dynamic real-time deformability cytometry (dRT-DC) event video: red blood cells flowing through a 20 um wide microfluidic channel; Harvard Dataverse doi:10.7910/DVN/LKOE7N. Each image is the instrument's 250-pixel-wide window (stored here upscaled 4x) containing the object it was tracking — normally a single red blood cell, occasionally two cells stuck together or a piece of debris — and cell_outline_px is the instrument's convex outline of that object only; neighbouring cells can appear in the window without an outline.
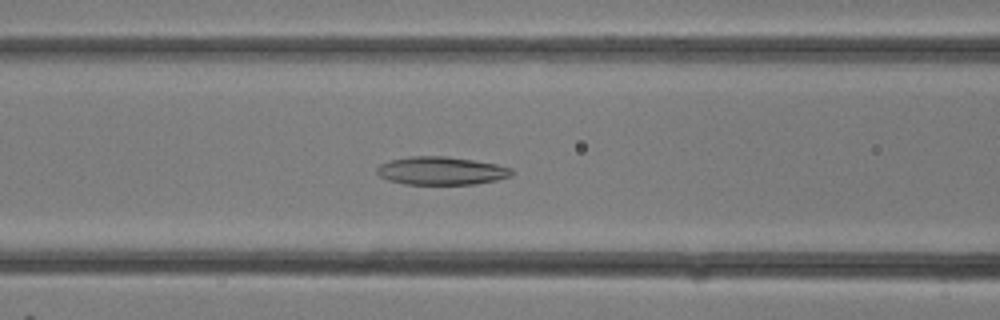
{"species": "common noctule bat (a hibernating species)", "species_latin": "Nyctalus noctula", "temperature_condition": "room temperature", "stored_images_in_passage": 32, "camera_frame_rate_fps": 3000, "um_per_image_px": 0.085, "animal": {"sex": "female"}, "frame": {"image": 1, "passage_image": 13, "time_ms": 4.0, "image_size_px": [1000, 320], "cell_outline_px": [[512, 176], [496, 180], [476, 184], [404, 184], [388, 180], [380, 176], [376, 172], [376, 168], [380, 164], [392, 160], [408, 156], [448, 156], [496, 164], [512, 168]], "centroid_in_image_um": [37.5, 14.51], "position_along_channel_um": 129.1, "area_um2": 22.08}}
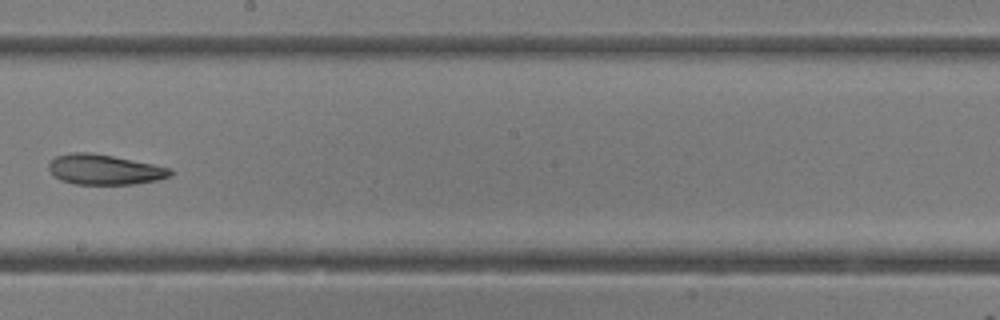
{"frame": {"image": 2, "passage_image": 18, "time_ms": 5.667, "image_size_px": [1000, 320], "cell_outline_px": [[172, 176], [160, 180], [136, 184], [76, 184], [60, 180], [48, 168], [48, 164], [56, 156], [72, 152], [92, 152], [172, 168]], "centroid_in_image_um": [8.92, 14.41], "position_along_channel_um": 239.3, "area_um2": 21.39}}
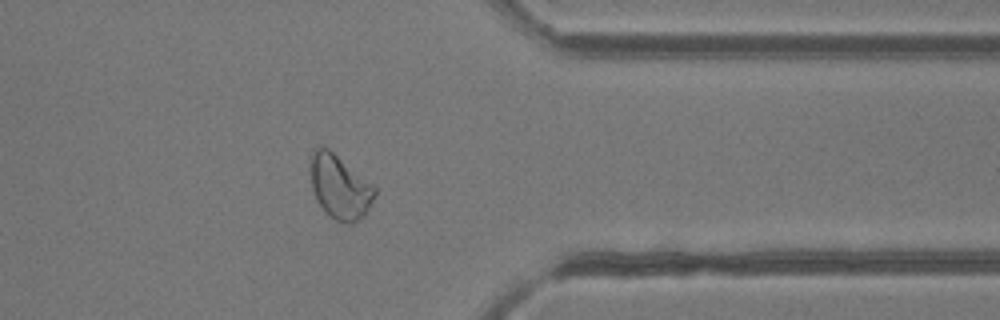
{"frame": {"image": 3, "passage_image": 25, "time_ms": 8.0, "image_size_px": [1000, 320], "cell_outline_px": [[376, 196], [364, 216], [352, 224], [344, 224], [328, 216], [324, 212], [316, 200], [312, 188], [308, 164], [308, 156], [316, 144], [328, 148], [372, 184], [376, 188]], "centroid_in_image_um": [28.82, 15.87], "position_along_channel_um": 382.6, "area_um2": 24.62}}